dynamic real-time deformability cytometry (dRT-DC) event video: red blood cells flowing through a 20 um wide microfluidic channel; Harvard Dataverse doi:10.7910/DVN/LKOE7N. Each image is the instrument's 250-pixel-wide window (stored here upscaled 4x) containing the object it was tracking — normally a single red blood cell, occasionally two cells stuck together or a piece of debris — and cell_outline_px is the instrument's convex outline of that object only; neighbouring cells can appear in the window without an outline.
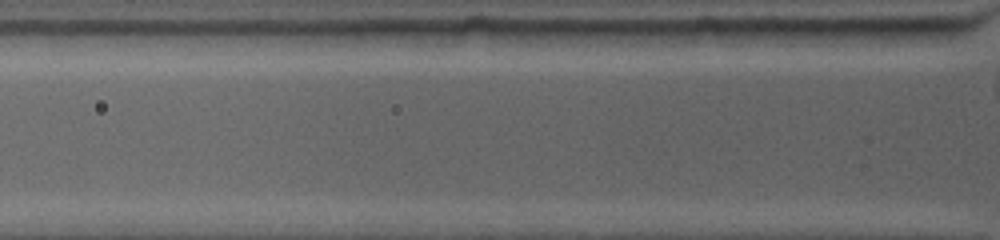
{"species": "common noctule bat (a hibernating species)", "species_latin": "Nyctalus noctula", "temperature_condition": "warm", "stored_images_in_passage": 2, "camera_frame_rate_fps": 4500, "um_per_image_px": 0.085, "animal": {"sex": "female", "body_mass_g": 19.0, "forearm_length_mm": 53.3}, "frame": {"image": 1, "passage_image": 2, "time_ms": 0.222, "image_size_px": [1000, 240], "cell_outline_px": [[832, 28], [824, 40], [820, 44], [812, 48], [736, 44], [736, 32], [740, 28]], "centroid_in_image_um": [66.5, 3.13], "position_along_channel_um": 59.3, "area_um2": 11.62}}